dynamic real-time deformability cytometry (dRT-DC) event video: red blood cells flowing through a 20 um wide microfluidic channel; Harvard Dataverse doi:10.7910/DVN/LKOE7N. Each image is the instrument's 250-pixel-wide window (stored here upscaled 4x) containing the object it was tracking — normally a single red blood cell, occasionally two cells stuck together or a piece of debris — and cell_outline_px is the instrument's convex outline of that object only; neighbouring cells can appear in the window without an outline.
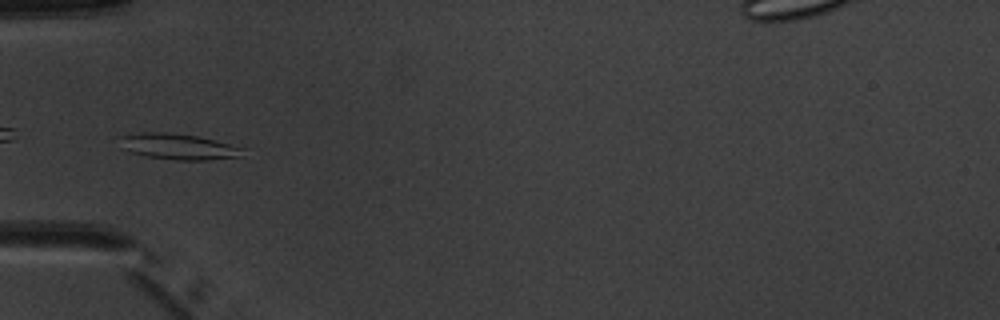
{"species": "common noctule bat (a hibernating species)", "species_latin": "Nyctalus noctula", "temperature_condition": "warm", "stored_images_in_passage": 6, "camera_frame_rate_fps": 3000, "um_per_image_px": 0.085, "animal": {"sex": "male", "body_mass_g": 20.1, "forearm_length_mm": 53.5}, "frame": {"image": 1, "passage_image": 6, "time_ms": 6.0, "image_size_px": [1000, 320], "cell_outline_px": [[248, 148], [240, 156], [208, 160], [176, 160], [144, 156], [128, 152], [120, 148], [116, 136], [140, 132], [168, 132], [196, 136]], "centroid_in_image_um": [15.07, 12.45], "position_along_channel_um": 69.9, "area_um2": 19.02}}